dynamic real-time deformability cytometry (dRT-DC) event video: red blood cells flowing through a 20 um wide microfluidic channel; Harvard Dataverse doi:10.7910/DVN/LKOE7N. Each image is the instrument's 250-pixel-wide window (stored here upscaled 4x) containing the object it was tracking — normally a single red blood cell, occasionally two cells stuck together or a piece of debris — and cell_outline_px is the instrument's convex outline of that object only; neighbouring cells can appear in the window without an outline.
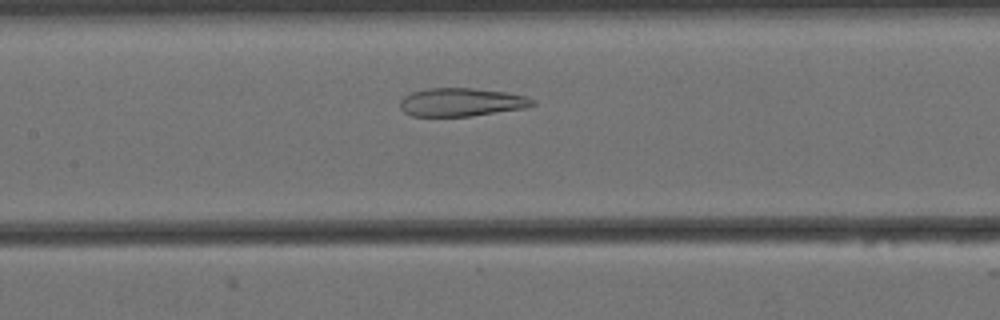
{"species": "Egyptian fruit bat (a non-hibernating species)", "species_latin": "Rousettus aegyptiacus", "temperature_condition": "cold", "stored_images_in_passage": 51, "segment_of_instrument_passage": [1, 2], "camera_frame_rate_fps": 3000, "um_per_image_px": 0.085, "animal": {"sex": "female"}, "frame": {"image": 1, "passage_image": 18, "time_ms": 5.667, "image_size_px": [1000, 320], "cell_outline_px": [[536, 104], [524, 108], [472, 116], [412, 116], [404, 112], [400, 108], [400, 100], [404, 96], [412, 92], [428, 88], [472, 88], [504, 92], [524, 96], [536, 100]], "centroid_in_image_um": [39.2, 8.69], "position_along_channel_um": 168.2, "area_um2": 21.79}}
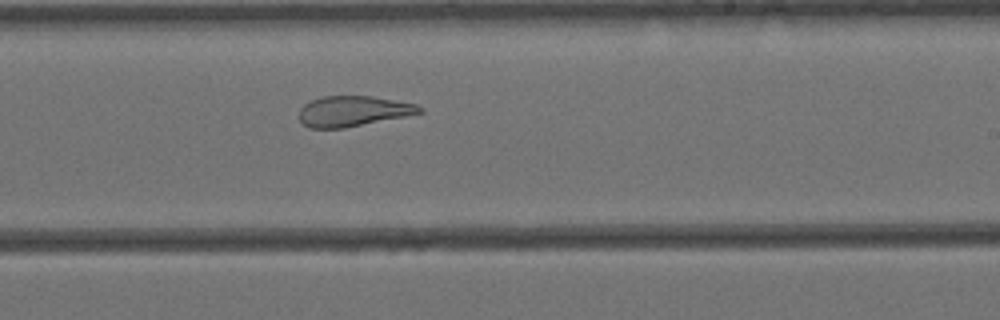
{"frame": {"image": 2, "passage_image": 26, "time_ms": 8.333, "image_size_px": [1000, 320], "cell_outline_px": [[424, 112], [344, 128], [308, 128], [300, 120], [300, 108], [304, 104], [312, 100], [324, 96], [372, 96], [416, 104], [424, 108]], "centroid_in_image_um": [30.01, 9.44], "position_along_channel_um": 259.0, "area_um2": 21.15}}
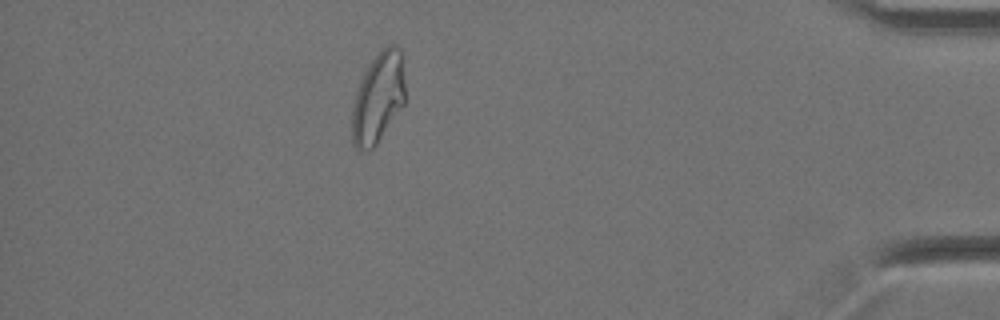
{"frame": {"image": 3, "passage_image": 43, "time_ms": 14.0, "image_size_px": [1000, 320], "cell_outline_px": [[404, 104], [376, 144], [372, 148], [356, 148], [352, 144], [352, 104], [360, 80], [364, 72], [380, 48], [388, 44], [396, 44], [400, 48], [404, 80]], "centroid_in_image_um": [32.13, 8.26], "position_along_channel_um": 403.1, "area_um2": 27.8}}